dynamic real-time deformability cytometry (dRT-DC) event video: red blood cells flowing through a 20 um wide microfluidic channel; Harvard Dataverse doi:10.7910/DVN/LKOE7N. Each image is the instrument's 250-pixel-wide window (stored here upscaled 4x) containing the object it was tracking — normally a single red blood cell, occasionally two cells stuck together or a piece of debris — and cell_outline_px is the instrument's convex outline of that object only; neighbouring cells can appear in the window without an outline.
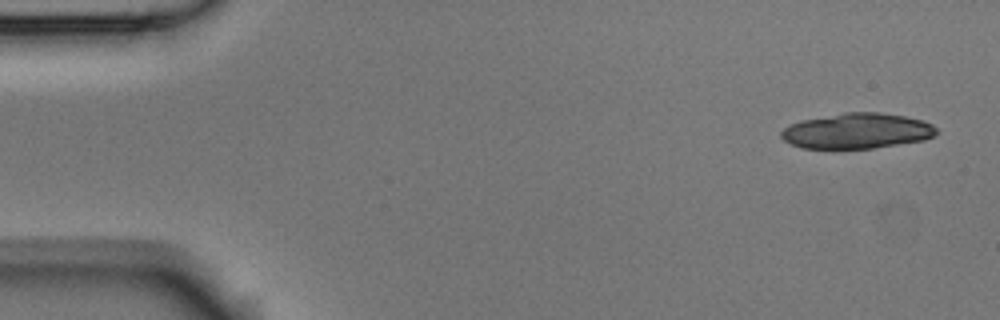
{"species": "Egyptian fruit bat (a non-hibernating species)", "species_latin": "Rousettus aegyptiacus", "temperature_condition": "room temperature", "stored_images_in_passage": 19, "camera_frame_rate_fps": 3000, "um_per_image_px": 0.085, "animal": {"sex": "male"}, "frame": {"image": 1, "passage_image": 1, "time_ms": 0.0, "image_size_px": [1000, 320], "cell_outline_px": [[936, 132], [932, 136], [924, 140], [872, 148], [800, 148], [784, 140], [780, 136], [780, 132], [784, 128], [800, 120], [844, 112], [880, 112], [904, 116], [924, 120], [932, 124], [936, 128]], "centroid_in_image_um": [72.83, 11.12], "position_along_channel_um": 12.2, "area_um2": 31.96}}